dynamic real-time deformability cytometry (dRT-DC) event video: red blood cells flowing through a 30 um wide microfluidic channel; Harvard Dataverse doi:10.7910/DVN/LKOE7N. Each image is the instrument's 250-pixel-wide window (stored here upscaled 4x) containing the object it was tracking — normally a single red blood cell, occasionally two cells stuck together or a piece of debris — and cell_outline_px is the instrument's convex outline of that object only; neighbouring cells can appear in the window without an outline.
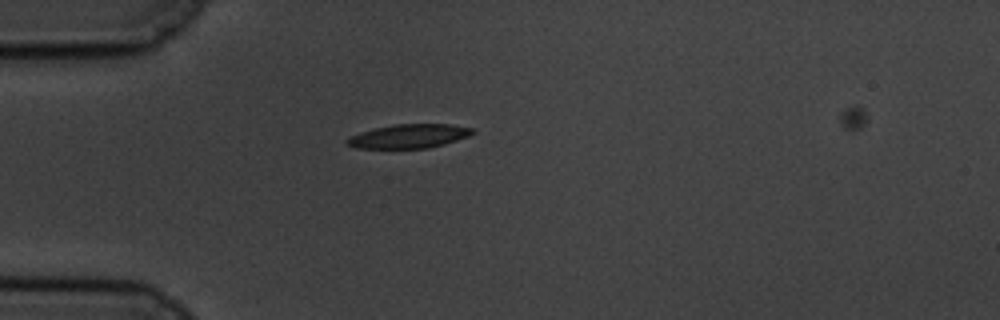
{"species": "common noctule bat (a hibernating species)", "species_latin": "Nyctalus noctula", "temperature_condition": "cold", "stored_images_in_passage": 49, "camera_frame_rate_fps": 3000, "um_per_image_px": 0.085, "animal": {"sex": "male", "body_mass_g": 19.5, "forearm_length_mm": 54.6}, "frame": {"image": 1, "passage_image": 7, "time_ms": 2.0, "image_size_px": [1000, 320], "cell_outline_px": [[476, 132], [468, 136], [444, 144], [428, 148], [356, 148], [348, 144], [344, 140], [360, 132], [376, 128], [396, 124], [452, 124], [472, 128]], "centroid_in_image_um": [34.78, 11.57], "position_along_channel_um": 50.2, "area_um2": 17.34}}
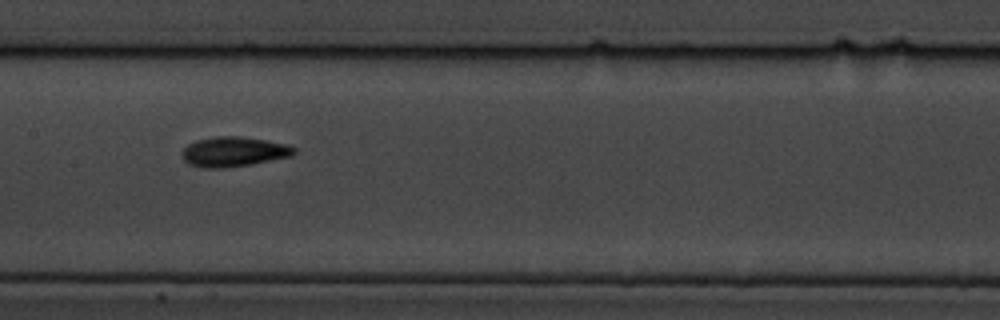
{"frame": {"image": 2, "passage_image": 20, "time_ms": 6.333, "image_size_px": [1000, 320], "cell_outline_px": [[296, 152], [292, 156], [252, 164], [224, 168], [200, 168], [188, 164], [180, 156], [180, 152], [188, 144], [196, 140], [216, 136], [240, 136], [264, 140], [284, 144], [296, 148]], "centroid_in_image_um": [19.81, 12.91], "position_along_channel_um": 187.6, "area_um2": 19.65}}
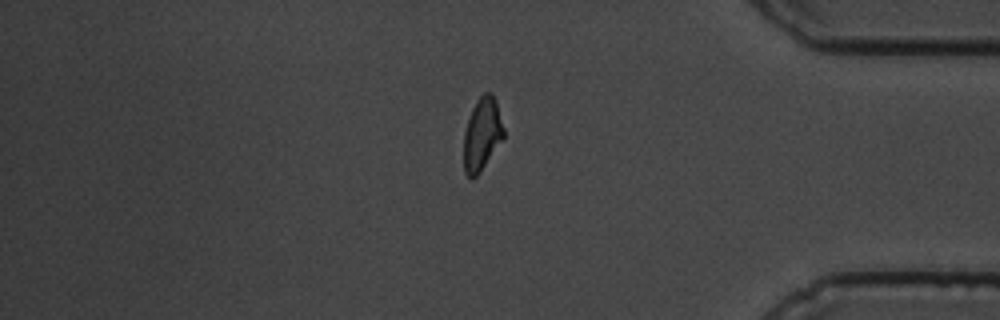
{"frame": {"image": 3, "passage_image": 40, "time_ms": 13.0, "image_size_px": [1000, 320], "cell_outline_px": [[504, 136], [480, 172], [476, 176], [468, 176], [464, 172], [464, 132], [472, 108], [476, 100], [484, 92], [492, 92], [496, 100], [504, 128]], "centroid_in_image_um": [40.97, 11.36], "position_along_channel_um": 394.2, "area_um2": 16.76}, "authors_computed_cell_mechanics": {"area_um2": 17.5134, "velocity_mm_per_s": 3.467, "shape_relaxation_time_tau1_ms": 3.4875, "shape_relaxation_time_tau2_ms": 3.3877, "deformation_change_tau1": 0.142, "deformation_change_tau2": 0.0927}}